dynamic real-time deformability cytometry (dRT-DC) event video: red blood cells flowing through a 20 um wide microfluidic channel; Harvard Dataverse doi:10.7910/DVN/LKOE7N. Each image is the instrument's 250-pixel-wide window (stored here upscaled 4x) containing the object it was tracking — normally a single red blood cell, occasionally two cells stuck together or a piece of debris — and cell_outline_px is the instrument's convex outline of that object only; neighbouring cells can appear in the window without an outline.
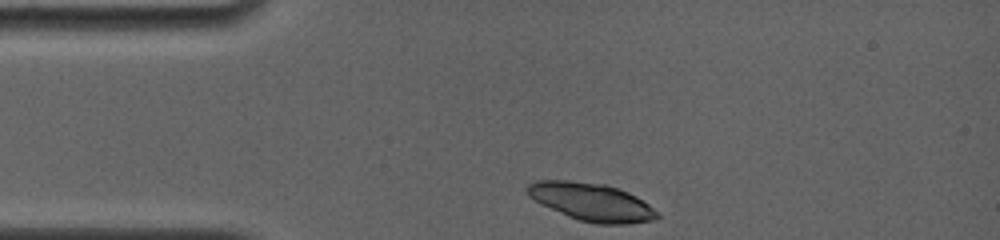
{"species": "common noctule bat (a hibernating species)", "species_latin": "Nyctalus noctula", "temperature_condition": "room temperature", "stored_images_in_passage": 2, "camera_frame_rate_fps": 4000, "um_per_image_px": 0.085, "animal": {"sex": "female", "body_mass_g": 19.0, "forearm_length_mm": 56.7}, "frame": {"image": 1, "passage_image": 1, "time_ms": 0.0, "image_size_px": [1000, 240], "cell_outline_px": [[660, 216], [656, 220], [628, 224], [596, 224], [580, 220], [568, 216], [540, 204], [528, 196], [524, 188], [528, 184], [536, 180], [568, 180], [608, 184], [620, 188], [636, 196], [660, 212]], "centroid_in_image_um": [50.29, 17.16], "position_along_channel_um": 34.7, "area_um2": 29.13}}